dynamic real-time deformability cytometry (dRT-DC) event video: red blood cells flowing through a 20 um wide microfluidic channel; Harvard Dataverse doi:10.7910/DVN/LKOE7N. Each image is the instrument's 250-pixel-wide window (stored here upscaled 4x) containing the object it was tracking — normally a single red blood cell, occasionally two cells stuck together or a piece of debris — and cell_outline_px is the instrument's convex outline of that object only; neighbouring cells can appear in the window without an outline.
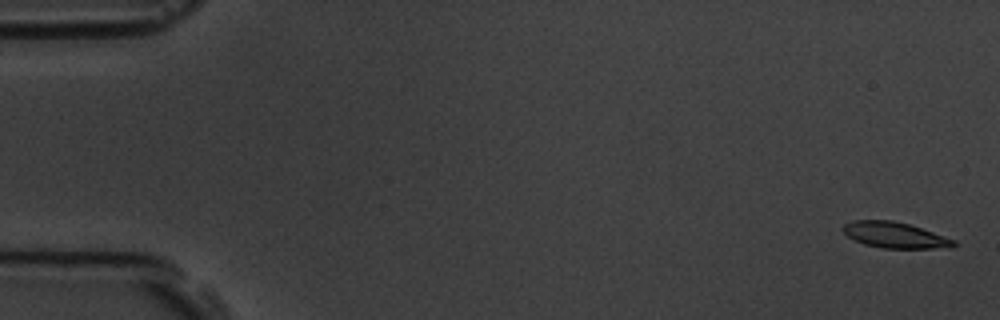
{"species": "common noctule bat (a hibernating species)", "species_latin": "Nyctalus noctula", "temperature_condition": "room temperature", "stored_images_in_passage": 6, "camera_frame_rate_fps": 3000, "um_per_image_px": 0.085, "animal": {"sex": "male", "body_mass_g": 19.5, "forearm_length_mm": 54.6}, "frame": {"image": 1, "passage_image": 1, "time_ms": 0.0, "image_size_px": [1000, 320], "cell_outline_px": [[956, 244], [952, 248], [880, 248], [864, 244], [848, 236], [840, 228], [844, 224], [852, 220], [892, 220], [908, 224], [956, 240]], "centroid_in_image_um": [76.05, 19.98], "position_along_channel_um": 9.0, "area_um2": 16.65}}
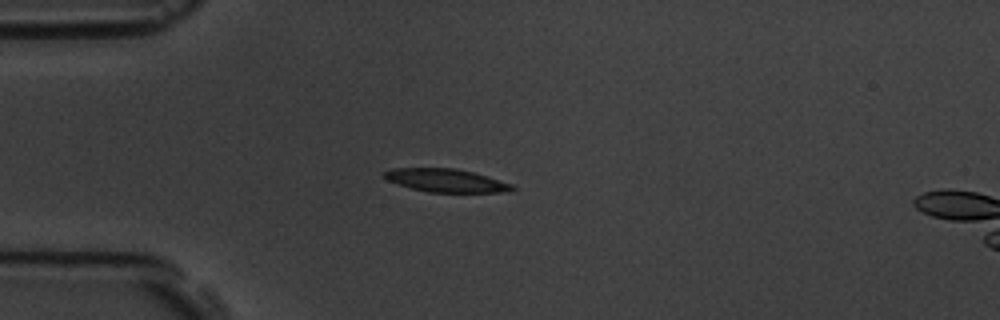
{"frame": {"image": 2, "passage_image": 5, "time_ms": 4.333, "image_size_px": [1000, 320], "cell_outline_px": [[516, 188], [508, 192], [428, 192], [412, 188], [388, 180], [380, 172], [392, 168], [456, 168], [488, 176], [512, 184]], "centroid_in_image_um": [37.92, 15.33], "position_along_channel_um": 47.1, "area_um2": 17.22}}